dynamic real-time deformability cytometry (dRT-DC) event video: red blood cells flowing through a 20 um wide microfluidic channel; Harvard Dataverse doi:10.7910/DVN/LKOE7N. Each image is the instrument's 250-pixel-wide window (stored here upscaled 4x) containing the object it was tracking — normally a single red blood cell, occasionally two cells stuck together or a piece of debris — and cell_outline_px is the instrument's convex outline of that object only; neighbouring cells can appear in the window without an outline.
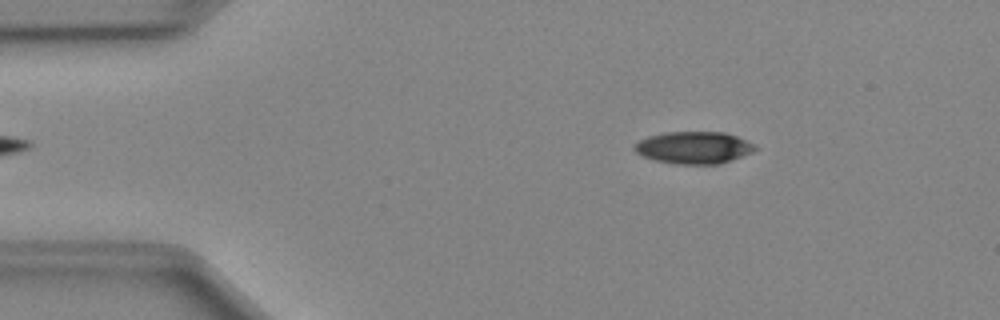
{"species": "Egyptian fruit bat (a non-hibernating species)", "species_latin": "Rousettus aegyptiacus", "temperature_condition": "cold", "stored_images_in_passage": 46, "camera_frame_rate_fps": 3000, "um_per_image_px": 0.085, "animal": {"sex": "female"}, "frame": {"image": 1, "passage_image": 4, "time_ms": 1.0, "image_size_px": [1000, 320], "cell_outline_px": [[760, 148], [752, 152], [732, 160], [720, 164], [676, 164], [656, 160], [644, 156], [636, 152], [632, 148], [640, 140], [648, 136], [664, 132], [724, 132], [736, 136], [756, 144]], "centroid_in_image_um": [59.01, 12.54], "position_along_channel_um": 26.0, "area_um2": 22.66}}
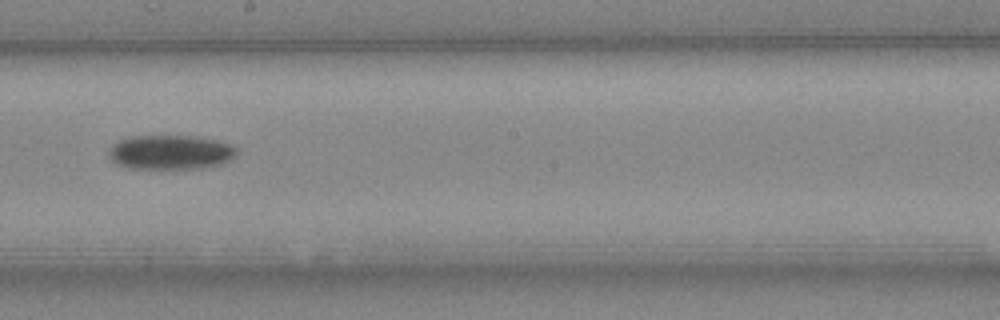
{"frame": {"image": 2, "passage_image": 24, "time_ms": 7.667, "image_size_px": [1000, 320], "cell_outline_px": [[236, 156], [224, 164], [200, 168], [124, 168], [116, 164], [108, 156], [108, 148], [112, 144], [120, 140], [132, 136], [200, 136], [220, 140], [236, 148]], "centroid_in_image_um": [14.49, 12.94], "position_along_channel_um": 233.7, "area_um2": 25.95}}
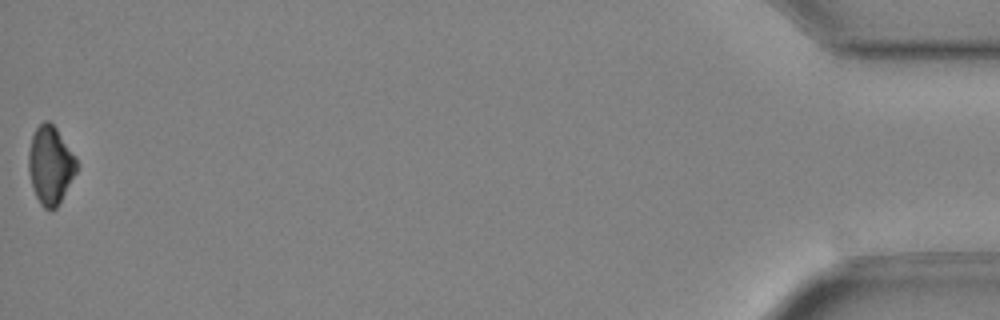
{"frame": {"image": 3, "passage_image": 46, "time_ms": 15.0, "image_size_px": [1000, 320], "cell_outline_px": [[76, 172], [56, 208], [44, 208], [40, 204], [36, 196], [32, 184], [28, 168], [28, 152], [32, 136], [36, 128], [44, 120], [48, 120], [56, 128], [76, 156]], "centroid_in_image_um": [4.27, 14.0], "position_along_channel_um": 430.9, "area_um2": 21.5}, "authors_computed_cell_mechanics": {"area_um2": 24.1026, "velocity_mm_per_s": 4.0359, "shape_relaxation_time_tau1_ms": 3.2695, "shape_relaxation_time_tau2_ms": null, "deformation_change_tau1": 0.0879, "deformation_change_tau2": null}}